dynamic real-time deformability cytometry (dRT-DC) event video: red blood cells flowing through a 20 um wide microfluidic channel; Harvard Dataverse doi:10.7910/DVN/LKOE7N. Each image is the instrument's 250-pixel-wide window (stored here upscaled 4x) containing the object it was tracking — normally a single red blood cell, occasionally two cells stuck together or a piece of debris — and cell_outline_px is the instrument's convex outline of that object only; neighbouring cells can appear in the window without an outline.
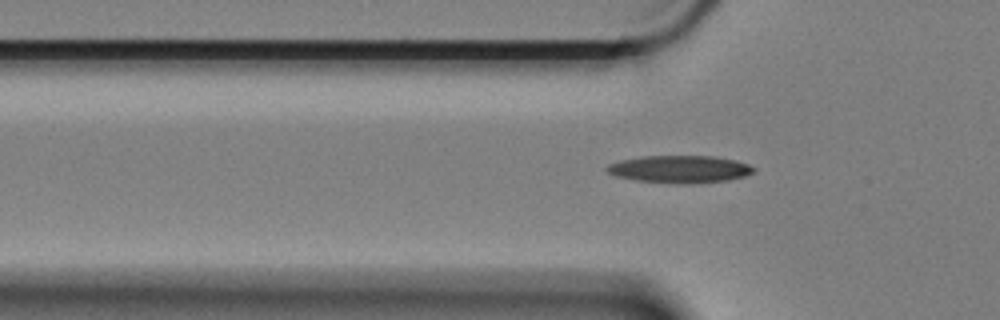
{"species": "Egyptian fruit bat (a non-hibernating species)", "species_latin": "Rousettus aegyptiacus", "temperature_condition": "cold", "stored_images_in_passage": 43, "camera_frame_rate_fps": 3000, "um_per_image_px": 0.085, "animal": {"sex": "female"}, "frame": {"image": 1, "passage_image": 2, "time_ms": 0.333, "image_size_px": [1000, 320], "cell_outline_px": [[756, 172], [744, 176], [728, 180], [700, 184], [672, 184], [636, 180], [616, 176], [608, 172], [604, 168], [608, 164], [620, 160], [644, 156], [712, 156], [736, 160], [748, 164], [756, 168]], "centroid_in_image_um": [57.8, 14.39], "position_along_channel_um": 68.0, "area_um2": 23.81}}
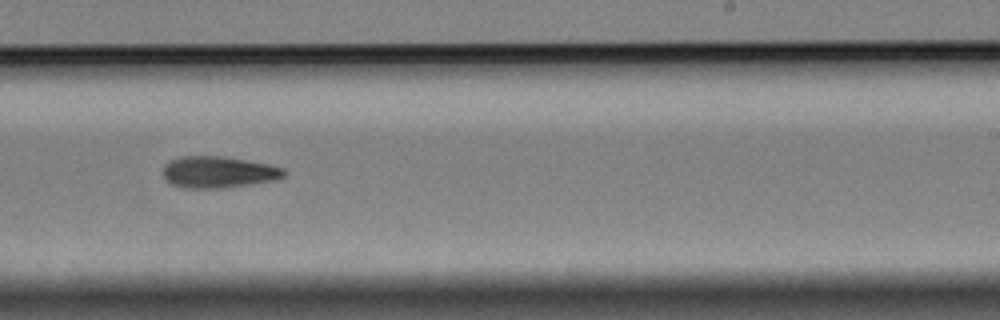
{"frame": {"image": 2, "passage_image": 20, "time_ms": 6.333, "image_size_px": [1000, 320], "cell_outline_px": [[284, 176], [276, 180], [220, 188], [180, 188], [172, 184], [164, 176], [164, 164], [180, 156], [220, 156], [268, 164], [284, 168]], "centroid_in_image_um": [18.54, 14.63], "position_along_channel_um": 270.5, "area_um2": 21.96}}
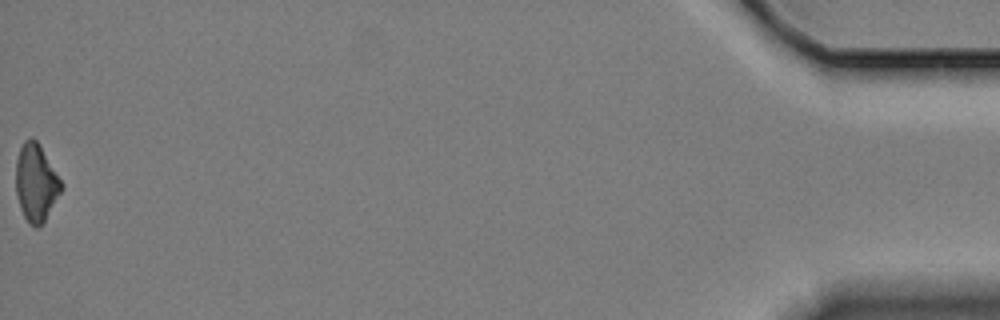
{"frame": {"image": 3, "passage_image": 43, "time_ms": 14.0, "image_size_px": [1000, 320], "cell_outline_px": [[64, 188], [44, 220], [36, 228], [28, 224], [20, 208], [16, 192], [16, 160], [20, 148], [24, 140], [32, 136], [40, 144], [64, 184]], "centroid_in_image_um": [3.07, 15.5], "position_along_channel_um": 432.1, "area_um2": 20.63}, "authors_computed_cell_mechanics": {"area_um2": 21.7906, "velocity_mm_per_s": 3.3592, "shape_relaxation_time_tau1_ms": 4.0053, "shape_relaxation_time_tau2_ms": null, "deformation_change_tau1": 0.1337, "deformation_change_tau2": null}}